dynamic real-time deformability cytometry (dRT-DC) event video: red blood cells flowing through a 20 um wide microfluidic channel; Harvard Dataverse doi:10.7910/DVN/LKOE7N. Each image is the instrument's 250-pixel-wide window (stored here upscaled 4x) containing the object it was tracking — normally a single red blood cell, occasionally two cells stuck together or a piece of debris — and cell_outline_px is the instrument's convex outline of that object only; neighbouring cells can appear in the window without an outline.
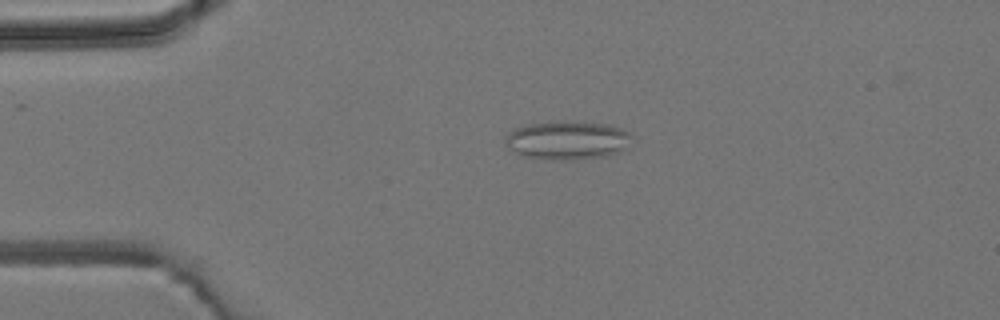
{"species": "common noctule bat (a hibernating species)", "species_latin": "Nyctalus noctula", "temperature_condition": "room temperature", "stored_images_in_passage": 5, "camera_frame_rate_fps": 3000, "um_per_image_px": 0.085, "animal": {"sex": "male", "body_mass_g": 19.2, "forearm_length_mm": 51.8}, "frame": {"image": 1, "passage_image": 4, "time_ms": 3.667, "image_size_px": [1000, 320], "cell_outline_px": [[632, 136], [628, 148], [620, 152], [608, 156], [568, 160], [552, 160], [520, 156], [508, 148], [504, 144], [504, 136], [508, 132], [524, 124], [608, 124], [620, 128], [628, 132]], "centroid_in_image_um": [48.2, 11.98], "position_along_channel_um": 36.8, "area_um2": 27.98}}